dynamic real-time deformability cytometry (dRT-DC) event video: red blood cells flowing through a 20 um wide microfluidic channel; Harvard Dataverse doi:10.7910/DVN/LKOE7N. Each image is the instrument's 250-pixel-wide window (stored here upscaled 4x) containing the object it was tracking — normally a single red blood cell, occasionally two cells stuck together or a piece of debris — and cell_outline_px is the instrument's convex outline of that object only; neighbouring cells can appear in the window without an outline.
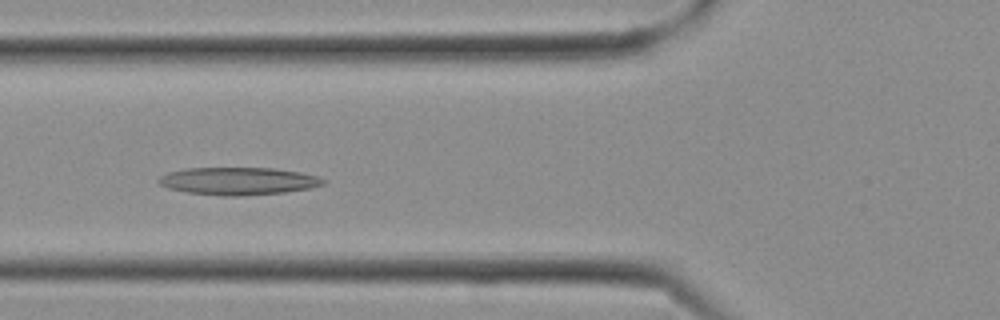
{"species": "Egyptian fruit bat (a non-hibernating species)", "species_latin": "Rousettus aegyptiacus", "temperature_condition": "cold", "stored_images_in_passage": 12, "camera_frame_rate_fps": 3000, "um_per_image_px": 0.085, "frame": {"image": 1, "passage_image": 9, "time_ms": 2.667, "image_size_px": [1000, 320], "cell_outline_px": [[328, 180], [324, 184], [312, 188], [284, 192], [240, 196], [224, 196], [188, 192], [168, 188], [160, 184], [156, 180], [160, 176], [168, 172], [184, 168], [276, 168], [300, 172], [316, 176]], "centroid_in_image_um": [20.26, 15.38], "position_along_channel_um": 105.5, "area_um2": 26.53}}
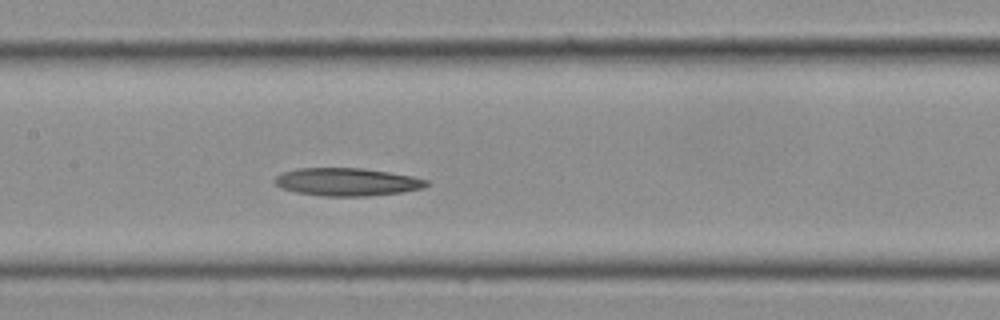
{"frame": {"image": 2, "passage_image": 12, "time_ms": 3.667, "image_size_px": [1000, 320], "cell_outline_px": [[428, 184], [424, 188], [400, 192], [364, 196], [320, 196], [296, 192], [280, 188], [272, 180], [276, 176], [284, 172], [296, 168], [360, 168], [388, 172], [412, 176], [428, 180]], "centroid_in_image_um": [29.45, 15.46], "position_along_channel_um": 177.9, "area_um2": 24.57}}